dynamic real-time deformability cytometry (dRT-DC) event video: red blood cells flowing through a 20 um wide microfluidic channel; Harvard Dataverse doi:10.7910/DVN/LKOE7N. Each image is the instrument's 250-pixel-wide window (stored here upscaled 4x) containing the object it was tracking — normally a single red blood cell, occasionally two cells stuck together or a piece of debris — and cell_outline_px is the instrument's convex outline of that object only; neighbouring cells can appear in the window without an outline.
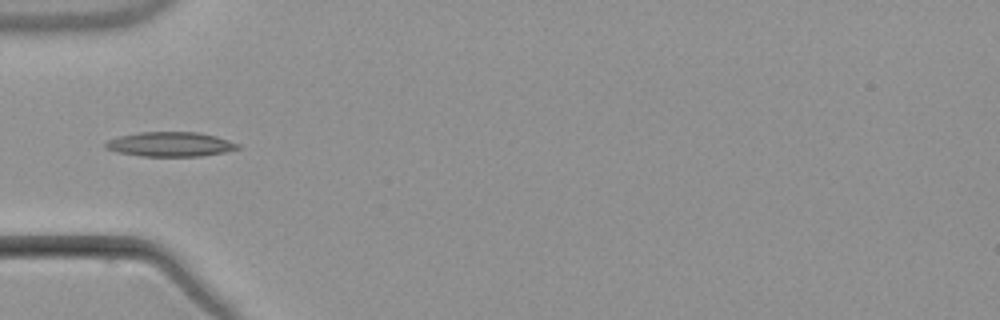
{"species": "common noctule bat (a hibernating species)", "species_latin": "Nyctalus noctula", "temperature_condition": "warm", "stored_images_in_passage": 5, "camera_frame_rate_fps": 3000, "um_per_image_px": 0.085, "animal": {"sex": "male", "body_mass_g": 21.5, "forearm_length_mm": 52.0}, "frame": {"image": 1, "passage_image": 5, "time_ms": 6.0, "image_size_px": [1000, 320], "cell_outline_px": [[240, 148], [224, 152], [200, 156], [140, 156], [120, 152], [108, 148], [104, 144], [108, 140], [120, 136], [140, 132], [196, 132], [216, 136], [240, 144]], "centroid_in_image_um": [14.51, 12.26], "position_along_channel_um": 70.5, "area_um2": 18.67}}